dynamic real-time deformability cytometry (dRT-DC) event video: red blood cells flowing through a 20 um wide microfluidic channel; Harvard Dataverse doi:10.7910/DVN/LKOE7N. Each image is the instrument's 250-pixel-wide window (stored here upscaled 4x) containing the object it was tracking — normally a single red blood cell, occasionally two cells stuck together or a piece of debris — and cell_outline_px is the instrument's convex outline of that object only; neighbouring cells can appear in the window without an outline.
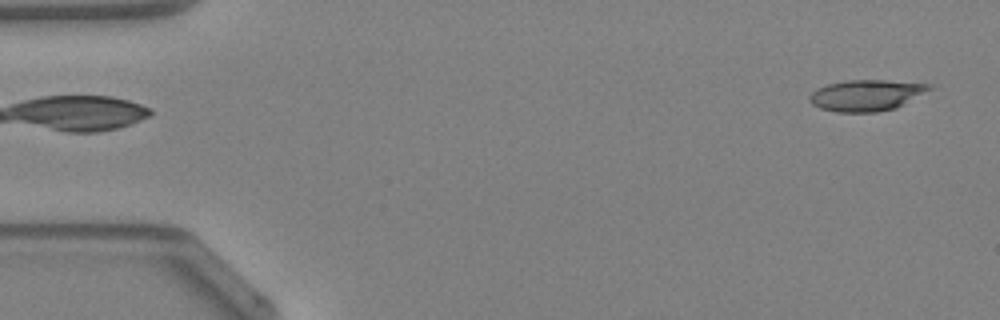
{"species": "Egyptian fruit bat (a non-hibernating species)", "species_latin": "Rousettus aegyptiacus", "temperature_condition": "warm", "stored_images_in_passage": 11, "camera_frame_rate_fps": 3000, "um_per_image_px": 0.085, "animal": {"sex": "female"}, "frame": {"image": 1, "passage_image": 1, "time_ms": 0.0, "image_size_px": [1000, 320], "cell_outline_px": [[932, 88], [896, 108], [876, 112], [836, 112], [820, 108], [812, 104], [808, 100], [808, 96], [816, 88], [828, 84], [848, 80], [884, 80], [932, 84]], "centroid_in_image_um": [73.59, 8.1], "position_along_channel_um": 11.4, "area_um2": 21.68}}